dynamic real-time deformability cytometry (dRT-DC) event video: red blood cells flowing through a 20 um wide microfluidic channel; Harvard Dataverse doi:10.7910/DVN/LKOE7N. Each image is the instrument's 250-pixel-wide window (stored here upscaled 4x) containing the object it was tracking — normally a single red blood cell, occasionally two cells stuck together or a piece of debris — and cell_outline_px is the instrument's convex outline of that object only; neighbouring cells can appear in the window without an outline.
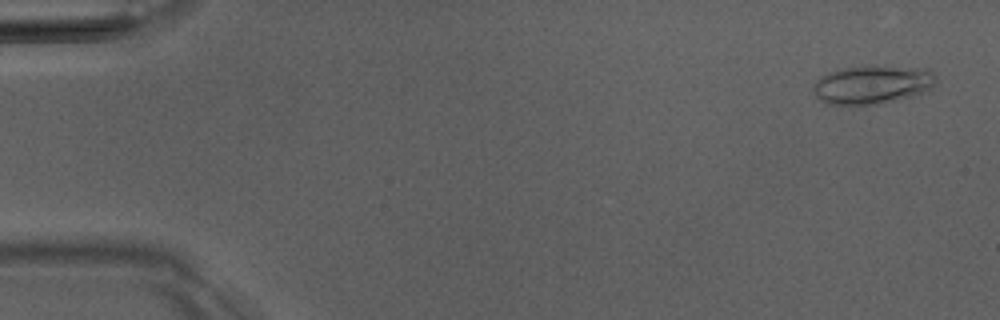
{"species": "Egyptian fruit bat (a non-hibernating species)", "species_latin": "Rousettus aegyptiacus", "temperature_condition": "room temperature", "stored_images_in_passage": 7, "camera_frame_rate_fps": 3000, "um_per_image_px": 0.085, "animal": {"sex": "male"}, "frame": {"image": 1, "passage_image": 1, "time_ms": 0.0, "image_size_px": [1000, 320], "cell_outline_px": [[936, 80], [932, 88], [912, 96], [876, 104], [828, 104], [820, 100], [812, 92], [816, 80], [832, 72], [844, 68], [876, 64], [928, 68], [936, 76]], "centroid_in_image_um": [74.19, 7.16], "position_along_channel_um": 10.8, "area_um2": 27.69}}
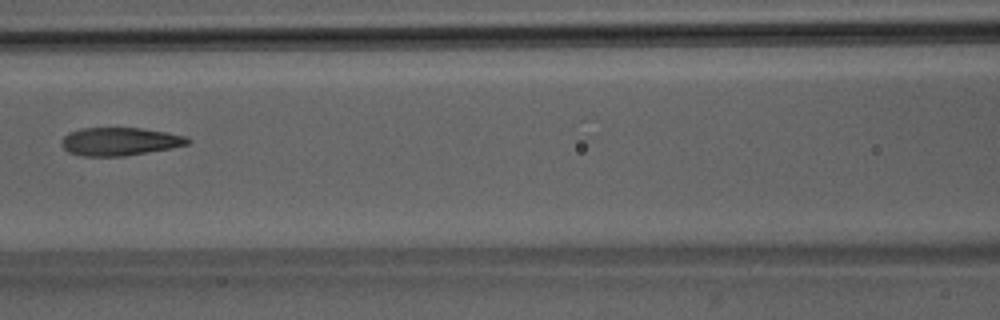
{"frame": {"image": 2, "passage_image": 7, "time_ms": 7.0, "image_size_px": [1000, 320], "cell_outline_px": [[192, 140], [188, 144], [172, 148], [124, 156], [84, 156], [68, 152], [60, 144], [64, 136], [68, 132], [80, 128], [140, 128], [164, 132], [184, 136]], "centroid_in_image_um": [10.15, 12.03], "position_along_channel_um": 156.5, "area_um2": 20.58}}